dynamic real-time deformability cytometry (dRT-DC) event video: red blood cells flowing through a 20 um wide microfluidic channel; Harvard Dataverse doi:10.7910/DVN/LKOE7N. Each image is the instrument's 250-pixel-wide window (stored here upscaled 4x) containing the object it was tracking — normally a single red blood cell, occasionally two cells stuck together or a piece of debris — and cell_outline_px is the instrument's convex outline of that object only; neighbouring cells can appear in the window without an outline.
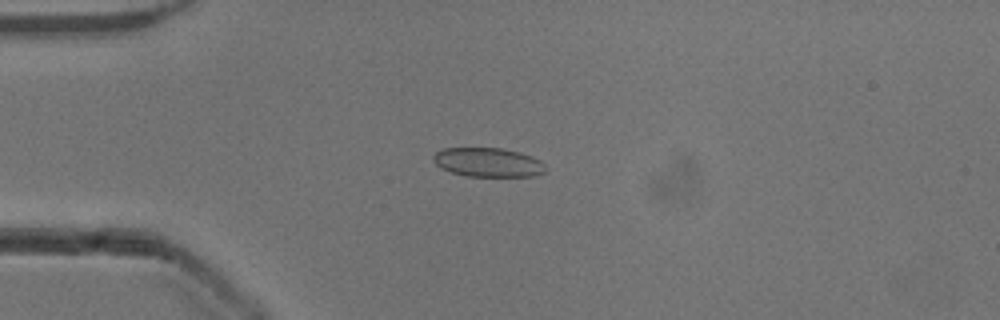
{"species": "common noctule bat (a hibernating species)", "species_latin": "Nyctalus noctula", "temperature_condition": "cold", "stored_images_in_passage": 40, "camera_frame_rate_fps": 3000, "um_per_image_px": 0.085, "animal": {"sex": "male", "body_mass_g": 13.3}, "frame": {"image": 1, "passage_image": 1, "time_ms": 0.0, "image_size_px": [1000, 320], "cell_outline_px": [[544, 172], [536, 176], [468, 176], [452, 172], [440, 168], [432, 160], [432, 156], [436, 152], [444, 148], [500, 148], [520, 152], [532, 156], [540, 160], [544, 164]], "centroid_in_image_um": [41.47, 13.79], "position_along_channel_um": 43.5, "area_um2": 19.02}}
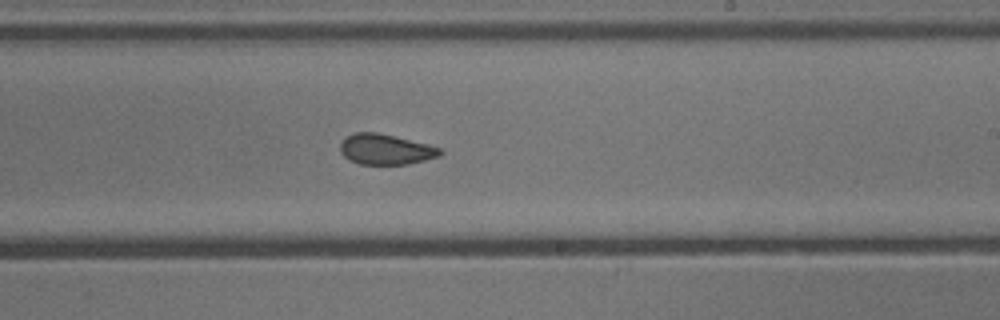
{"frame": {"image": 2, "passage_image": 19, "time_ms": 6.0, "image_size_px": [1000, 320], "cell_outline_px": [[444, 152], [440, 156], [408, 164], [360, 164], [344, 156], [340, 152], [340, 144], [344, 136], [356, 132], [376, 132], [428, 144], [440, 148]], "centroid_in_image_um": [32.77, 12.69], "position_along_channel_um": 256.2, "area_um2": 17.69}}
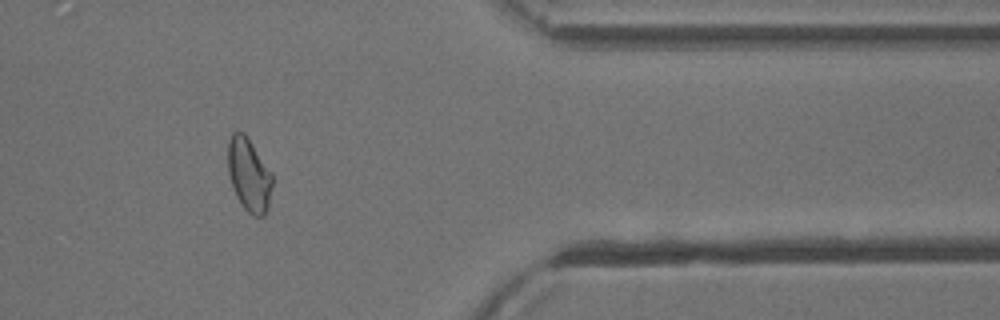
{"frame": {"image": 3, "passage_image": 31, "time_ms": 10.0, "image_size_px": [1000, 320], "cell_outline_px": [[272, 184], [268, 208], [264, 216], [252, 216], [244, 208], [236, 196], [228, 172], [228, 140], [232, 132], [244, 132], [272, 172]], "centroid_in_image_um": [21.16, 14.85], "position_along_channel_um": 390.2, "area_um2": 18.96}, "authors_computed_cell_mechanics": {"area_um2": 18.5827, "velocity_mm_per_s": 3.9011, "shape_relaxation_time_tau1_ms": 10.2047, "shape_relaxation_time_tau2_ms": 1.3067, "deformation_change_tau1": 0.1614, "deformation_change_tau2": 0.0683}}